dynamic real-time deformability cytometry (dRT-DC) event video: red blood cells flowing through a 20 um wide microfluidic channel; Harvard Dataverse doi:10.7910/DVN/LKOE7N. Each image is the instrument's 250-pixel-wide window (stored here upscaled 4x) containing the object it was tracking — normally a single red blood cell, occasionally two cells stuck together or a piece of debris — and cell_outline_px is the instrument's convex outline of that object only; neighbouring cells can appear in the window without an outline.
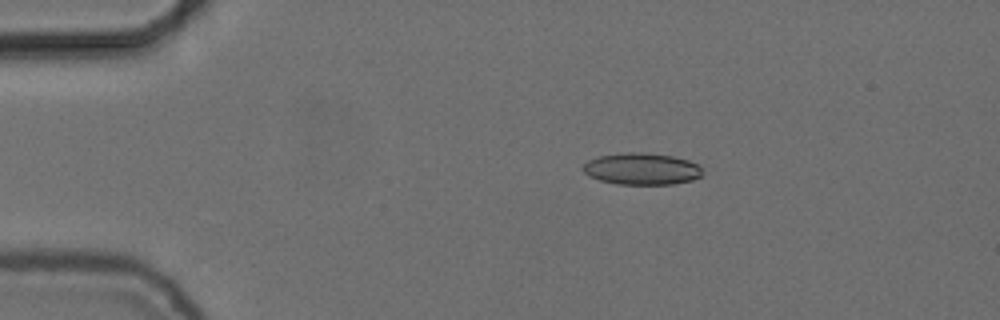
{"species": "common noctule bat (a hibernating species)", "species_latin": "Nyctalus noctula", "temperature_condition": "cold", "stored_images_in_passage": 47, "camera_frame_rate_fps": 3000, "um_per_image_px": 0.085, "animal": {"sex": "female", "body_mass_g": 24.6, "forearm_length_mm": 56.2}, "frame": {"image": 1, "passage_image": 2, "time_ms": 0.333, "image_size_px": [1000, 320], "cell_outline_px": [[704, 176], [692, 180], [672, 184], [616, 184], [600, 180], [588, 176], [580, 168], [588, 160], [600, 156], [628, 152], [644, 152], [672, 156], [688, 160], [696, 164], [704, 172]], "centroid_in_image_um": [54.54, 14.36], "position_along_channel_um": 30.5, "area_um2": 22.2}}
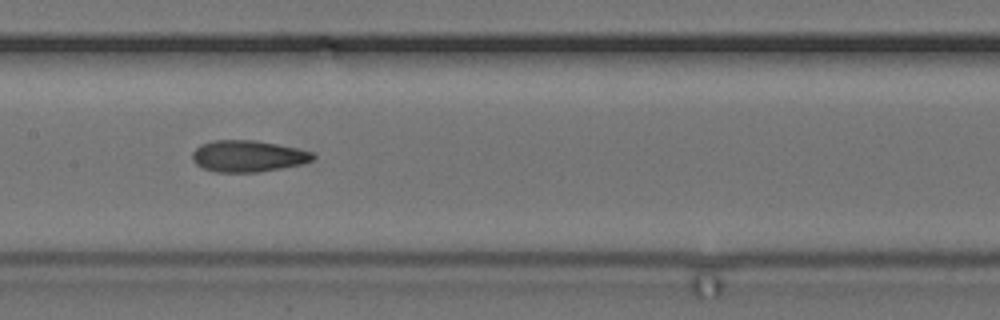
{"frame": {"image": 2, "passage_image": 19, "time_ms": 6.0, "image_size_px": [1000, 320], "cell_outline_px": [[316, 156], [312, 160], [300, 164], [260, 172], [216, 172], [204, 168], [196, 164], [192, 160], [192, 152], [200, 144], [212, 140], [256, 140], [296, 148], [312, 152]], "centroid_in_image_um": [21.04, 13.26], "position_along_channel_um": 186.4, "area_um2": 22.08}}
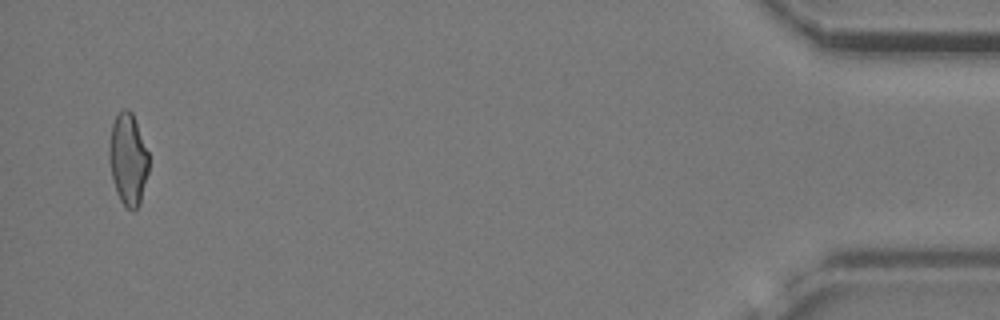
{"frame": {"image": 3, "passage_image": 45, "time_ms": 14.667, "image_size_px": [1000, 320], "cell_outline_px": [[148, 172], [140, 204], [132, 212], [120, 200], [116, 192], [112, 176], [108, 156], [108, 144], [112, 124], [116, 116], [124, 108], [128, 108], [132, 112], [136, 120], [148, 152]], "centroid_in_image_um": [10.88, 13.52], "position_along_channel_um": 424.3, "area_um2": 21.27}, "authors_computed_cell_mechanics": {"area_um2": 21.5594, "velocity_mm_per_s": 3.7291, "shape_relaxation_time_tau1_ms": null, "shape_relaxation_time_tau2_ms": 2.6442, "deformation_change_tau1": null, "deformation_change_tau2": 0.0993}}